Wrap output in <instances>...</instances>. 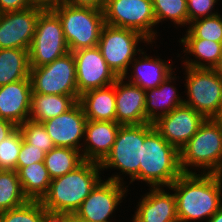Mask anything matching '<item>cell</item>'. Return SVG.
I'll list each match as a JSON object with an SVG mask.
<instances>
[{"instance_id": "obj_23", "label": "cell", "mask_w": 222, "mask_h": 222, "mask_svg": "<svg viewBox=\"0 0 222 222\" xmlns=\"http://www.w3.org/2000/svg\"><path fill=\"white\" fill-rule=\"evenodd\" d=\"M144 57V58H143ZM142 59H135L131 62L134 68V75L128 78V82L137 85L145 90L158 87L169 75H171L172 67L162 59H154L149 56H143ZM152 58V59H151Z\"/></svg>"}, {"instance_id": "obj_32", "label": "cell", "mask_w": 222, "mask_h": 222, "mask_svg": "<svg viewBox=\"0 0 222 222\" xmlns=\"http://www.w3.org/2000/svg\"><path fill=\"white\" fill-rule=\"evenodd\" d=\"M186 0H152L156 24L162 20H171L179 25H188Z\"/></svg>"}, {"instance_id": "obj_22", "label": "cell", "mask_w": 222, "mask_h": 222, "mask_svg": "<svg viewBox=\"0 0 222 222\" xmlns=\"http://www.w3.org/2000/svg\"><path fill=\"white\" fill-rule=\"evenodd\" d=\"M78 102L87 120L116 121L115 86L91 89L82 93Z\"/></svg>"}, {"instance_id": "obj_7", "label": "cell", "mask_w": 222, "mask_h": 222, "mask_svg": "<svg viewBox=\"0 0 222 222\" xmlns=\"http://www.w3.org/2000/svg\"><path fill=\"white\" fill-rule=\"evenodd\" d=\"M188 100L184 104L192 107L206 119L222 115V77L207 68L185 66Z\"/></svg>"}, {"instance_id": "obj_2", "label": "cell", "mask_w": 222, "mask_h": 222, "mask_svg": "<svg viewBox=\"0 0 222 222\" xmlns=\"http://www.w3.org/2000/svg\"><path fill=\"white\" fill-rule=\"evenodd\" d=\"M100 164L84 160L69 173L51 180L48 192L40 200L52 218L74 215L82 202L101 181Z\"/></svg>"}, {"instance_id": "obj_41", "label": "cell", "mask_w": 222, "mask_h": 222, "mask_svg": "<svg viewBox=\"0 0 222 222\" xmlns=\"http://www.w3.org/2000/svg\"><path fill=\"white\" fill-rule=\"evenodd\" d=\"M59 222H86L79 220L77 217L74 215H64L56 218Z\"/></svg>"}, {"instance_id": "obj_10", "label": "cell", "mask_w": 222, "mask_h": 222, "mask_svg": "<svg viewBox=\"0 0 222 222\" xmlns=\"http://www.w3.org/2000/svg\"><path fill=\"white\" fill-rule=\"evenodd\" d=\"M105 24L134 30L148 39L150 44L156 33L152 0H106L103 8Z\"/></svg>"}, {"instance_id": "obj_31", "label": "cell", "mask_w": 222, "mask_h": 222, "mask_svg": "<svg viewBox=\"0 0 222 222\" xmlns=\"http://www.w3.org/2000/svg\"><path fill=\"white\" fill-rule=\"evenodd\" d=\"M189 24L190 27L182 39H206L222 42V17L220 14L196 19Z\"/></svg>"}, {"instance_id": "obj_3", "label": "cell", "mask_w": 222, "mask_h": 222, "mask_svg": "<svg viewBox=\"0 0 222 222\" xmlns=\"http://www.w3.org/2000/svg\"><path fill=\"white\" fill-rule=\"evenodd\" d=\"M182 173L179 150L154 128L142 145L140 180L151 188L170 187Z\"/></svg>"}, {"instance_id": "obj_38", "label": "cell", "mask_w": 222, "mask_h": 222, "mask_svg": "<svg viewBox=\"0 0 222 222\" xmlns=\"http://www.w3.org/2000/svg\"><path fill=\"white\" fill-rule=\"evenodd\" d=\"M106 0H66L65 3L75 7L103 9Z\"/></svg>"}, {"instance_id": "obj_9", "label": "cell", "mask_w": 222, "mask_h": 222, "mask_svg": "<svg viewBox=\"0 0 222 222\" xmlns=\"http://www.w3.org/2000/svg\"><path fill=\"white\" fill-rule=\"evenodd\" d=\"M68 52L60 18L52 9H44L39 14L28 50L30 68L51 63Z\"/></svg>"}, {"instance_id": "obj_13", "label": "cell", "mask_w": 222, "mask_h": 222, "mask_svg": "<svg viewBox=\"0 0 222 222\" xmlns=\"http://www.w3.org/2000/svg\"><path fill=\"white\" fill-rule=\"evenodd\" d=\"M75 58V70L78 94L115 83L117 76L109 68L98 47L80 49L72 52Z\"/></svg>"}, {"instance_id": "obj_17", "label": "cell", "mask_w": 222, "mask_h": 222, "mask_svg": "<svg viewBox=\"0 0 222 222\" xmlns=\"http://www.w3.org/2000/svg\"><path fill=\"white\" fill-rule=\"evenodd\" d=\"M31 96L30 78L0 86V118L22 125L30 117Z\"/></svg>"}, {"instance_id": "obj_20", "label": "cell", "mask_w": 222, "mask_h": 222, "mask_svg": "<svg viewBox=\"0 0 222 222\" xmlns=\"http://www.w3.org/2000/svg\"><path fill=\"white\" fill-rule=\"evenodd\" d=\"M140 200L133 222H178L175 195L164 188H151Z\"/></svg>"}, {"instance_id": "obj_4", "label": "cell", "mask_w": 222, "mask_h": 222, "mask_svg": "<svg viewBox=\"0 0 222 222\" xmlns=\"http://www.w3.org/2000/svg\"><path fill=\"white\" fill-rule=\"evenodd\" d=\"M180 166L183 173H192L188 166L201 167L202 173L222 174V122L208 118L181 148ZM207 170V172H205Z\"/></svg>"}, {"instance_id": "obj_14", "label": "cell", "mask_w": 222, "mask_h": 222, "mask_svg": "<svg viewBox=\"0 0 222 222\" xmlns=\"http://www.w3.org/2000/svg\"><path fill=\"white\" fill-rule=\"evenodd\" d=\"M44 9L32 6L21 11L0 13V49L29 50L33 42L36 22Z\"/></svg>"}, {"instance_id": "obj_27", "label": "cell", "mask_w": 222, "mask_h": 222, "mask_svg": "<svg viewBox=\"0 0 222 222\" xmlns=\"http://www.w3.org/2000/svg\"><path fill=\"white\" fill-rule=\"evenodd\" d=\"M17 174L23 192L29 200H41L48 192L52 179L49 176L44 162L21 167L17 171Z\"/></svg>"}, {"instance_id": "obj_15", "label": "cell", "mask_w": 222, "mask_h": 222, "mask_svg": "<svg viewBox=\"0 0 222 222\" xmlns=\"http://www.w3.org/2000/svg\"><path fill=\"white\" fill-rule=\"evenodd\" d=\"M205 117L185 104L159 117L154 123L155 130L179 151L198 131Z\"/></svg>"}, {"instance_id": "obj_28", "label": "cell", "mask_w": 222, "mask_h": 222, "mask_svg": "<svg viewBox=\"0 0 222 222\" xmlns=\"http://www.w3.org/2000/svg\"><path fill=\"white\" fill-rule=\"evenodd\" d=\"M79 150L55 146L45 154L44 164L51 179L63 176L78 167L83 161Z\"/></svg>"}, {"instance_id": "obj_35", "label": "cell", "mask_w": 222, "mask_h": 222, "mask_svg": "<svg viewBox=\"0 0 222 222\" xmlns=\"http://www.w3.org/2000/svg\"><path fill=\"white\" fill-rule=\"evenodd\" d=\"M188 12V24L196 19L210 17L218 14L213 12V7L217 0H186Z\"/></svg>"}, {"instance_id": "obj_1", "label": "cell", "mask_w": 222, "mask_h": 222, "mask_svg": "<svg viewBox=\"0 0 222 222\" xmlns=\"http://www.w3.org/2000/svg\"><path fill=\"white\" fill-rule=\"evenodd\" d=\"M169 189L175 191L178 222L209 220L222 207V174L182 173Z\"/></svg>"}, {"instance_id": "obj_44", "label": "cell", "mask_w": 222, "mask_h": 222, "mask_svg": "<svg viewBox=\"0 0 222 222\" xmlns=\"http://www.w3.org/2000/svg\"><path fill=\"white\" fill-rule=\"evenodd\" d=\"M49 222H59L56 218H52Z\"/></svg>"}, {"instance_id": "obj_19", "label": "cell", "mask_w": 222, "mask_h": 222, "mask_svg": "<svg viewBox=\"0 0 222 222\" xmlns=\"http://www.w3.org/2000/svg\"><path fill=\"white\" fill-rule=\"evenodd\" d=\"M120 124L116 121L87 120L85 142L81 154L84 160L101 163L111 151Z\"/></svg>"}, {"instance_id": "obj_11", "label": "cell", "mask_w": 222, "mask_h": 222, "mask_svg": "<svg viewBox=\"0 0 222 222\" xmlns=\"http://www.w3.org/2000/svg\"><path fill=\"white\" fill-rule=\"evenodd\" d=\"M32 93L46 95H79L75 58L72 52L46 65L30 68Z\"/></svg>"}, {"instance_id": "obj_25", "label": "cell", "mask_w": 222, "mask_h": 222, "mask_svg": "<svg viewBox=\"0 0 222 222\" xmlns=\"http://www.w3.org/2000/svg\"><path fill=\"white\" fill-rule=\"evenodd\" d=\"M27 49H0V86L30 78Z\"/></svg>"}, {"instance_id": "obj_12", "label": "cell", "mask_w": 222, "mask_h": 222, "mask_svg": "<svg viewBox=\"0 0 222 222\" xmlns=\"http://www.w3.org/2000/svg\"><path fill=\"white\" fill-rule=\"evenodd\" d=\"M119 175L109 177L106 181L101 180L82 202L74 216L86 222H111L108 220L127 189L122 184Z\"/></svg>"}, {"instance_id": "obj_21", "label": "cell", "mask_w": 222, "mask_h": 222, "mask_svg": "<svg viewBox=\"0 0 222 222\" xmlns=\"http://www.w3.org/2000/svg\"><path fill=\"white\" fill-rule=\"evenodd\" d=\"M172 75H169L158 87L145 90L146 123H154L159 117L184 104L176 88L170 85L175 79V75L173 77Z\"/></svg>"}, {"instance_id": "obj_42", "label": "cell", "mask_w": 222, "mask_h": 222, "mask_svg": "<svg viewBox=\"0 0 222 222\" xmlns=\"http://www.w3.org/2000/svg\"><path fill=\"white\" fill-rule=\"evenodd\" d=\"M207 221L208 222H222V207Z\"/></svg>"}, {"instance_id": "obj_6", "label": "cell", "mask_w": 222, "mask_h": 222, "mask_svg": "<svg viewBox=\"0 0 222 222\" xmlns=\"http://www.w3.org/2000/svg\"><path fill=\"white\" fill-rule=\"evenodd\" d=\"M153 129V123L121 125L111 151L100 163L101 170L116 168L131 177L130 183L140 180L142 145Z\"/></svg>"}, {"instance_id": "obj_26", "label": "cell", "mask_w": 222, "mask_h": 222, "mask_svg": "<svg viewBox=\"0 0 222 222\" xmlns=\"http://www.w3.org/2000/svg\"><path fill=\"white\" fill-rule=\"evenodd\" d=\"M179 42L185 46L183 52L195 55V59H198V61L197 59H191V61L186 59L184 61V66L186 65L190 68L214 69L222 54V42L206 39H181ZM202 60L205 63L201 62Z\"/></svg>"}, {"instance_id": "obj_29", "label": "cell", "mask_w": 222, "mask_h": 222, "mask_svg": "<svg viewBox=\"0 0 222 222\" xmlns=\"http://www.w3.org/2000/svg\"><path fill=\"white\" fill-rule=\"evenodd\" d=\"M28 201L17 172L0 170V213L17 208Z\"/></svg>"}, {"instance_id": "obj_43", "label": "cell", "mask_w": 222, "mask_h": 222, "mask_svg": "<svg viewBox=\"0 0 222 222\" xmlns=\"http://www.w3.org/2000/svg\"><path fill=\"white\" fill-rule=\"evenodd\" d=\"M214 70L222 77V54L217 65L214 67Z\"/></svg>"}, {"instance_id": "obj_16", "label": "cell", "mask_w": 222, "mask_h": 222, "mask_svg": "<svg viewBox=\"0 0 222 222\" xmlns=\"http://www.w3.org/2000/svg\"><path fill=\"white\" fill-rule=\"evenodd\" d=\"M87 118L77 102L71 109L52 119L42 122L55 146L81 151L80 141L84 138Z\"/></svg>"}, {"instance_id": "obj_40", "label": "cell", "mask_w": 222, "mask_h": 222, "mask_svg": "<svg viewBox=\"0 0 222 222\" xmlns=\"http://www.w3.org/2000/svg\"><path fill=\"white\" fill-rule=\"evenodd\" d=\"M66 0H33L35 6L43 9H52L55 6L64 4Z\"/></svg>"}, {"instance_id": "obj_37", "label": "cell", "mask_w": 222, "mask_h": 222, "mask_svg": "<svg viewBox=\"0 0 222 222\" xmlns=\"http://www.w3.org/2000/svg\"><path fill=\"white\" fill-rule=\"evenodd\" d=\"M35 6L33 0H0V13L21 11Z\"/></svg>"}, {"instance_id": "obj_8", "label": "cell", "mask_w": 222, "mask_h": 222, "mask_svg": "<svg viewBox=\"0 0 222 222\" xmlns=\"http://www.w3.org/2000/svg\"><path fill=\"white\" fill-rule=\"evenodd\" d=\"M143 40L150 43L146 37L134 30L105 24L97 47L114 74L126 79L128 67L135 59L134 56L139 52L142 56L145 53L141 49H136L138 42Z\"/></svg>"}, {"instance_id": "obj_36", "label": "cell", "mask_w": 222, "mask_h": 222, "mask_svg": "<svg viewBox=\"0 0 222 222\" xmlns=\"http://www.w3.org/2000/svg\"><path fill=\"white\" fill-rule=\"evenodd\" d=\"M45 152L41 148L33 147L22 141L21 150L17 159V171L21 167H26L34 163L44 162Z\"/></svg>"}, {"instance_id": "obj_39", "label": "cell", "mask_w": 222, "mask_h": 222, "mask_svg": "<svg viewBox=\"0 0 222 222\" xmlns=\"http://www.w3.org/2000/svg\"><path fill=\"white\" fill-rule=\"evenodd\" d=\"M17 128L14 123L0 118V142L12 134Z\"/></svg>"}, {"instance_id": "obj_5", "label": "cell", "mask_w": 222, "mask_h": 222, "mask_svg": "<svg viewBox=\"0 0 222 222\" xmlns=\"http://www.w3.org/2000/svg\"><path fill=\"white\" fill-rule=\"evenodd\" d=\"M52 10L61 20L70 52L97 47L105 25L103 9L75 7L64 3Z\"/></svg>"}, {"instance_id": "obj_24", "label": "cell", "mask_w": 222, "mask_h": 222, "mask_svg": "<svg viewBox=\"0 0 222 222\" xmlns=\"http://www.w3.org/2000/svg\"><path fill=\"white\" fill-rule=\"evenodd\" d=\"M80 95H46L32 93L29 120L45 122L71 109Z\"/></svg>"}, {"instance_id": "obj_34", "label": "cell", "mask_w": 222, "mask_h": 222, "mask_svg": "<svg viewBox=\"0 0 222 222\" xmlns=\"http://www.w3.org/2000/svg\"><path fill=\"white\" fill-rule=\"evenodd\" d=\"M18 128L21 131L23 140L28 144H33V147L41 148L45 153L55 147L42 123L26 120Z\"/></svg>"}, {"instance_id": "obj_30", "label": "cell", "mask_w": 222, "mask_h": 222, "mask_svg": "<svg viewBox=\"0 0 222 222\" xmlns=\"http://www.w3.org/2000/svg\"><path fill=\"white\" fill-rule=\"evenodd\" d=\"M51 219L40 200H29L17 208L0 213V222H49Z\"/></svg>"}, {"instance_id": "obj_18", "label": "cell", "mask_w": 222, "mask_h": 222, "mask_svg": "<svg viewBox=\"0 0 222 222\" xmlns=\"http://www.w3.org/2000/svg\"><path fill=\"white\" fill-rule=\"evenodd\" d=\"M118 77L115 83L116 122L120 125L146 123L145 91L133 83H124Z\"/></svg>"}, {"instance_id": "obj_33", "label": "cell", "mask_w": 222, "mask_h": 222, "mask_svg": "<svg viewBox=\"0 0 222 222\" xmlns=\"http://www.w3.org/2000/svg\"><path fill=\"white\" fill-rule=\"evenodd\" d=\"M23 137L19 128L0 142V170L17 172V159Z\"/></svg>"}]
</instances>
